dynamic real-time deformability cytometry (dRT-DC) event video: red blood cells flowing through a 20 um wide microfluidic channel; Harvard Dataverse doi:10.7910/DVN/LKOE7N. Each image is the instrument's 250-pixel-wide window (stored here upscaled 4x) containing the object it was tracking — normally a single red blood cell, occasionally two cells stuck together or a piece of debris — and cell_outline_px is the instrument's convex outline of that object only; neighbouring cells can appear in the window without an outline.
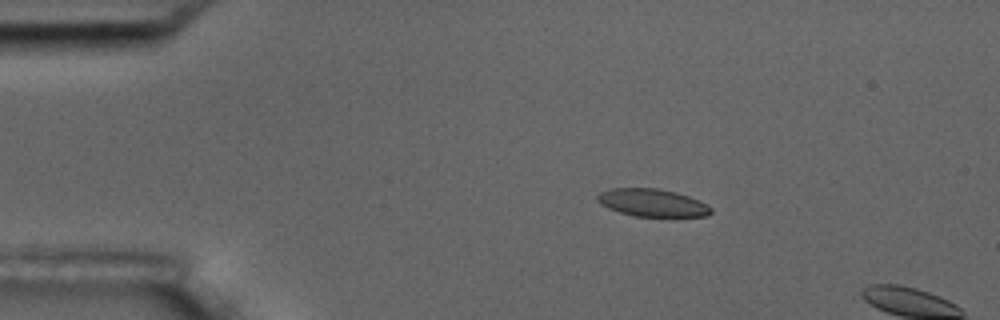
{"species": "common noctule bat (a hibernating species)", "species_latin": "Nyctalus noctula", "temperature_condition": "room temperature", "stored_images_in_passage": 4, "camera_frame_rate_fps": 3000, "um_per_image_px": 0.085, "animal": {"sex": "male", "body_mass_g": 17.5, "forearm_length_mm": 52.3}, "frame": {"image": 1, "passage_image": 3, "time_ms": 2.333, "image_size_px": [1000, 320], "cell_outline_px": [[712, 212], [708, 216], [636, 216], [620, 212], [608, 208], [600, 204], [596, 200], [596, 196], [600, 192], [608, 188], [656, 188], [676, 192], [688, 196], [708, 204], [712, 208]], "centroid_in_image_um": [55.43, 17.22], "position_along_channel_um": 29.6, "area_um2": 18.32}}